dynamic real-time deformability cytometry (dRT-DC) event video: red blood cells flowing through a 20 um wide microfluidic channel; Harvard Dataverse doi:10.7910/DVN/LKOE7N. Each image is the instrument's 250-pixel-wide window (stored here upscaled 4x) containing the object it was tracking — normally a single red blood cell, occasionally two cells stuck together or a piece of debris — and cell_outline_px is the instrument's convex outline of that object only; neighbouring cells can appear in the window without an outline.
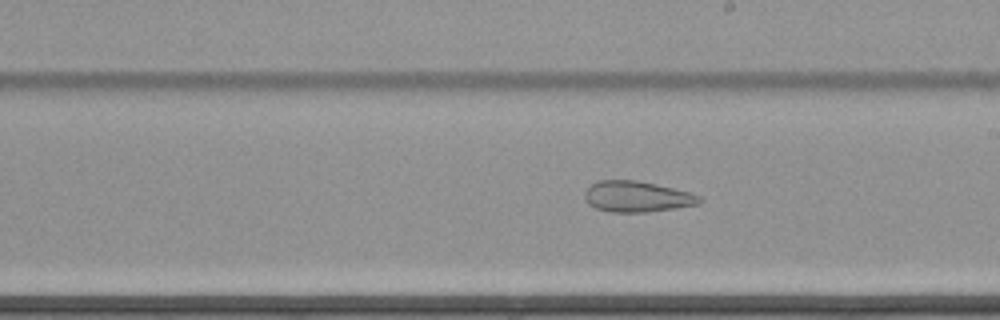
{"species": "common noctule bat (a hibernating species)", "species_latin": "Nyctalus noctula", "temperature_condition": "cold", "stored_images_in_passage": 25, "camera_frame_rate_fps": 3000, "um_per_image_px": 0.085, "animal": {"sex": "female", "body_mass_g": 22.7, "forearm_length_mm": 54.2}, "frame": {"image": 1, "passage_image": 18, "time_ms": 5.667, "image_size_px": [1000, 320], "cell_outline_px": [[704, 200], [700, 204], [676, 208], [648, 212], [608, 212], [596, 208], [588, 204], [584, 200], [584, 188], [596, 180], [636, 180], [656, 184], [688, 192], [700, 196]], "centroid_in_image_um": [54.09, 16.71], "position_along_channel_um": 234.9, "area_um2": 20.98}}